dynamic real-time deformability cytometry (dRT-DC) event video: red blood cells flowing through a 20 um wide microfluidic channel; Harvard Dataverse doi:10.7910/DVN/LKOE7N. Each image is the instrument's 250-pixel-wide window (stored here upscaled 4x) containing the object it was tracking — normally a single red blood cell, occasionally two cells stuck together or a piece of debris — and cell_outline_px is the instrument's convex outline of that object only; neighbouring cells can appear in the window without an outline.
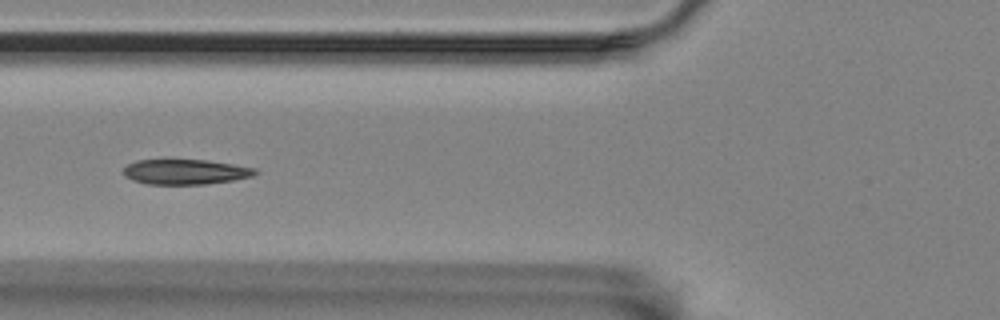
{"species": "Egyptian fruit bat (a non-hibernating species)", "species_latin": "Rousettus aegyptiacus", "temperature_condition": "room temperature", "stored_images_in_passage": 9, "camera_frame_rate_fps": 3000, "um_per_image_px": 0.085, "animal": {"sex": "female"}, "frame": {"image": 1, "passage_image": 6, "time_ms": 6.0, "image_size_px": [1000, 320], "cell_outline_px": [[260, 172], [252, 176], [232, 180], [204, 184], [148, 184], [132, 180], [124, 176], [124, 168], [128, 164], [136, 160], [208, 160], [256, 168]], "centroid_in_image_um": [15.76, 14.6], "position_along_channel_um": 110.0, "area_um2": 19.19}}
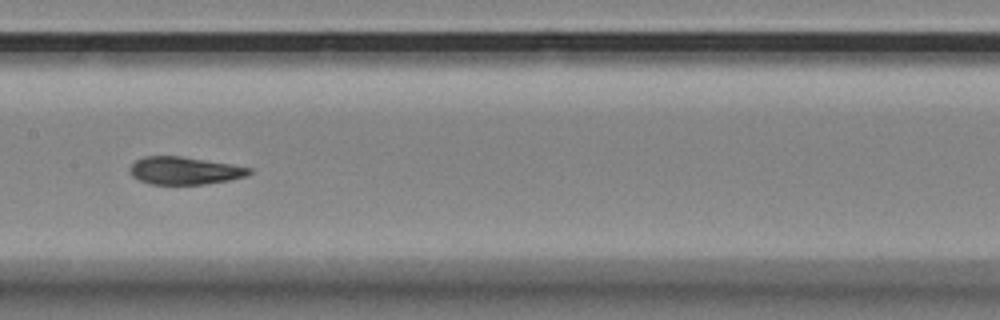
{"frame": {"image": 2, "passage_image": 8, "time_ms": 8.333, "image_size_px": [1000, 320], "cell_outline_px": [[252, 172], [248, 176], [228, 180], [204, 184], [148, 184], [132, 176], [128, 172], [128, 168], [136, 160], [144, 156], [180, 156], [252, 168]], "centroid_in_image_um": [15.64, 14.51], "position_along_channel_um": 191.8, "area_um2": 19.13}}
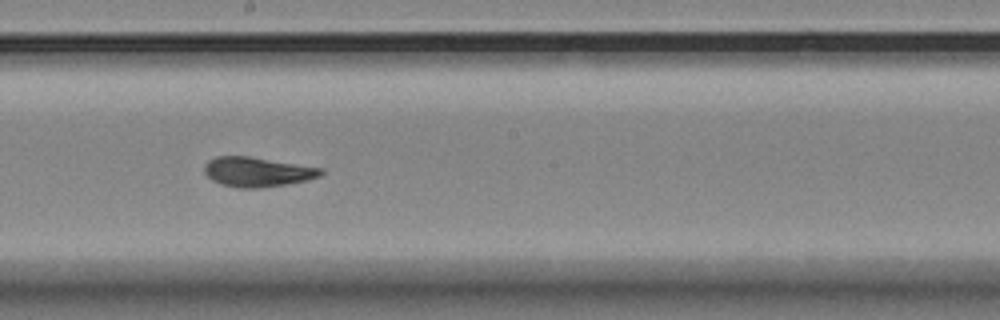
{"frame": {"image": 3, "passage_image": 9, "time_ms": 9.333, "image_size_px": [1000, 320], "cell_outline_px": [[324, 172], [320, 176], [308, 180], [260, 188], [236, 188], [220, 184], [212, 180], [204, 172], [204, 164], [208, 160], [216, 156], [248, 156], [324, 168]], "centroid_in_image_um": [21.86, 14.61], "position_along_channel_um": 226.3, "area_um2": 20.23}}